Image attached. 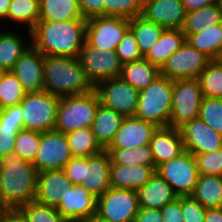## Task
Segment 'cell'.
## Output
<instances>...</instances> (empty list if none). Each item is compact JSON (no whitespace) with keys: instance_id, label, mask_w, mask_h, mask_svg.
<instances>
[{"instance_id":"1","label":"cell","mask_w":222,"mask_h":222,"mask_svg":"<svg viewBox=\"0 0 222 222\" xmlns=\"http://www.w3.org/2000/svg\"><path fill=\"white\" fill-rule=\"evenodd\" d=\"M86 19L38 21L31 31V45L44 56L78 58L86 38Z\"/></svg>"},{"instance_id":"2","label":"cell","mask_w":222,"mask_h":222,"mask_svg":"<svg viewBox=\"0 0 222 222\" xmlns=\"http://www.w3.org/2000/svg\"><path fill=\"white\" fill-rule=\"evenodd\" d=\"M38 171L32 162L10 153L0 159V203L19 208L35 201Z\"/></svg>"},{"instance_id":"3","label":"cell","mask_w":222,"mask_h":222,"mask_svg":"<svg viewBox=\"0 0 222 222\" xmlns=\"http://www.w3.org/2000/svg\"><path fill=\"white\" fill-rule=\"evenodd\" d=\"M43 90L59 96L81 95L95 90L78 58L44 56Z\"/></svg>"},{"instance_id":"4","label":"cell","mask_w":222,"mask_h":222,"mask_svg":"<svg viewBox=\"0 0 222 222\" xmlns=\"http://www.w3.org/2000/svg\"><path fill=\"white\" fill-rule=\"evenodd\" d=\"M173 80L159 75L146 88L139 91L135 117L154 123L158 127L169 126L172 111Z\"/></svg>"},{"instance_id":"5","label":"cell","mask_w":222,"mask_h":222,"mask_svg":"<svg viewBox=\"0 0 222 222\" xmlns=\"http://www.w3.org/2000/svg\"><path fill=\"white\" fill-rule=\"evenodd\" d=\"M100 104L95 90L81 95L61 97L54 130L67 134L81 128H90Z\"/></svg>"},{"instance_id":"6","label":"cell","mask_w":222,"mask_h":222,"mask_svg":"<svg viewBox=\"0 0 222 222\" xmlns=\"http://www.w3.org/2000/svg\"><path fill=\"white\" fill-rule=\"evenodd\" d=\"M60 99L61 97L44 90L26 93L19 103L22 109L23 128L41 133L54 130Z\"/></svg>"},{"instance_id":"7","label":"cell","mask_w":222,"mask_h":222,"mask_svg":"<svg viewBox=\"0 0 222 222\" xmlns=\"http://www.w3.org/2000/svg\"><path fill=\"white\" fill-rule=\"evenodd\" d=\"M202 99L203 94L198 79L174 80L169 127L180 130L190 121L197 119Z\"/></svg>"},{"instance_id":"8","label":"cell","mask_w":222,"mask_h":222,"mask_svg":"<svg viewBox=\"0 0 222 222\" xmlns=\"http://www.w3.org/2000/svg\"><path fill=\"white\" fill-rule=\"evenodd\" d=\"M156 172L169 183L178 197L191 196L199 178L195 157L187 150L158 165Z\"/></svg>"},{"instance_id":"9","label":"cell","mask_w":222,"mask_h":222,"mask_svg":"<svg viewBox=\"0 0 222 222\" xmlns=\"http://www.w3.org/2000/svg\"><path fill=\"white\" fill-rule=\"evenodd\" d=\"M138 210L136 190L110 187L97 198L96 215L110 222H134Z\"/></svg>"},{"instance_id":"10","label":"cell","mask_w":222,"mask_h":222,"mask_svg":"<svg viewBox=\"0 0 222 222\" xmlns=\"http://www.w3.org/2000/svg\"><path fill=\"white\" fill-rule=\"evenodd\" d=\"M95 91L103 106L124 117L135 116L139 90L133 88L120 76L100 81L95 86Z\"/></svg>"},{"instance_id":"11","label":"cell","mask_w":222,"mask_h":222,"mask_svg":"<svg viewBox=\"0 0 222 222\" xmlns=\"http://www.w3.org/2000/svg\"><path fill=\"white\" fill-rule=\"evenodd\" d=\"M211 59L187 41L160 68V75L170 80L198 79Z\"/></svg>"},{"instance_id":"12","label":"cell","mask_w":222,"mask_h":222,"mask_svg":"<svg viewBox=\"0 0 222 222\" xmlns=\"http://www.w3.org/2000/svg\"><path fill=\"white\" fill-rule=\"evenodd\" d=\"M130 28V19L95 16L87 19L85 41L92 47L116 51L117 45Z\"/></svg>"},{"instance_id":"13","label":"cell","mask_w":222,"mask_h":222,"mask_svg":"<svg viewBox=\"0 0 222 222\" xmlns=\"http://www.w3.org/2000/svg\"><path fill=\"white\" fill-rule=\"evenodd\" d=\"M78 60L94 86L100 81L119 77L122 68L116 51L92 47L86 41L80 50Z\"/></svg>"},{"instance_id":"14","label":"cell","mask_w":222,"mask_h":222,"mask_svg":"<svg viewBox=\"0 0 222 222\" xmlns=\"http://www.w3.org/2000/svg\"><path fill=\"white\" fill-rule=\"evenodd\" d=\"M66 134L55 130L40 132V143L32 164L38 172L60 170L72 158Z\"/></svg>"},{"instance_id":"15","label":"cell","mask_w":222,"mask_h":222,"mask_svg":"<svg viewBox=\"0 0 222 222\" xmlns=\"http://www.w3.org/2000/svg\"><path fill=\"white\" fill-rule=\"evenodd\" d=\"M186 15L182 0H144L140 16L164 29L182 30Z\"/></svg>"},{"instance_id":"16","label":"cell","mask_w":222,"mask_h":222,"mask_svg":"<svg viewBox=\"0 0 222 222\" xmlns=\"http://www.w3.org/2000/svg\"><path fill=\"white\" fill-rule=\"evenodd\" d=\"M61 196L56 208L68 222H82L96 214L97 198L80 184L67 187Z\"/></svg>"},{"instance_id":"17","label":"cell","mask_w":222,"mask_h":222,"mask_svg":"<svg viewBox=\"0 0 222 222\" xmlns=\"http://www.w3.org/2000/svg\"><path fill=\"white\" fill-rule=\"evenodd\" d=\"M184 150L193 155L204 154L222 148V134L197 118L180 130Z\"/></svg>"},{"instance_id":"18","label":"cell","mask_w":222,"mask_h":222,"mask_svg":"<svg viewBox=\"0 0 222 222\" xmlns=\"http://www.w3.org/2000/svg\"><path fill=\"white\" fill-rule=\"evenodd\" d=\"M44 55L32 45L16 61L11 70L19 79L26 93L43 91Z\"/></svg>"},{"instance_id":"19","label":"cell","mask_w":222,"mask_h":222,"mask_svg":"<svg viewBox=\"0 0 222 222\" xmlns=\"http://www.w3.org/2000/svg\"><path fill=\"white\" fill-rule=\"evenodd\" d=\"M110 155L106 150L89 157H83L84 187L95 198H99L110 186Z\"/></svg>"},{"instance_id":"20","label":"cell","mask_w":222,"mask_h":222,"mask_svg":"<svg viewBox=\"0 0 222 222\" xmlns=\"http://www.w3.org/2000/svg\"><path fill=\"white\" fill-rule=\"evenodd\" d=\"M158 126L135 116L124 117L107 148H138L149 145Z\"/></svg>"},{"instance_id":"21","label":"cell","mask_w":222,"mask_h":222,"mask_svg":"<svg viewBox=\"0 0 222 222\" xmlns=\"http://www.w3.org/2000/svg\"><path fill=\"white\" fill-rule=\"evenodd\" d=\"M72 186L62 169L39 172L35 201L56 208L61 202L62 192Z\"/></svg>"},{"instance_id":"22","label":"cell","mask_w":222,"mask_h":222,"mask_svg":"<svg viewBox=\"0 0 222 222\" xmlns=\"http://www.w3.org/2000/svg\"><path fill=\"white\" fill-rule=\"evenodd\" d=\"M155 167L169 161L184 151L183 139L179 130L169 126L158 127L149 143Z\"/></svg>"},{"instance_id":"23","label":"cell","mask_w":222,"mask_h":222,"mask_svg":"<svg viewBox=\"0 0 222 222\" xmlns=\"http://www.w3.org/2000/svg\"><path fill=\"white\" fill-rule=\"evenodd\" d=\"M156 173L155 166L110 165V186L118 189L138 190Z\"/></svg>"},{"instance_id":"24","label":"cell","mask_w":222,"mask_h":222,"mask_svg":"<svg viewBox=\"0 0 222 222\" xmlns=\"http://www.w3.org/2000/svg\"><path fill=\"white\" fill-rule=\"evenodd\" d=\"M15 29L17 28L5 27L0 33V67L6 71H11L24 51L31 46V41H29L31 40V32L22 29L16 31ZM21 31L24 34H20Z\"/></svg>"},{"instance_id":"25","label":"cell","mask_w":222,"mask_h":222,"mask_svg":"<svg viewBox=\"0 0 222 222\" xmlns=\"http://www.w3.org/2000/svg\"><path fill=\"white\" fill-rule=\"evenodd\" d=\"M139 208L161 209L178 196L172 187L157 172L137 190Z\"/></svg>"},{"instance_id":"26","label":"cell","mask_w":222,"mask_h":222,"mask_svg":"<svg viewBox=\"0 0 222 222\" xmlns=\"http://www.w3.org/2000/svg\"><path fill=\"white\" fill-rule=\"evenodd\" d=\"M22 129L24 128L20 104L0 110V159L14 153L17 133Z\"/></svg>"},{"instance_id":"27","label":"cell","mask_w":222,"mask_h":222,"mask_svg":"<svg viewBox=\"0 0 222 222\" xmlns=\"http://www.w3.org/2000/svg\"><path fill=\"white\" fill-rule=\"evenodd\" d=\"M186 42L182 30L164 29L160 38L154 43L144 58L159 69L166 60Z\"/></svg>"},{"instance_id":"28","label":"cell","mask_w":222,"mask_h":222,"mask_svg":"<svg viewBox=\"0 0 222 222\" xmlns=\"http://www.w3.org/2000/svg\"><path fill=\"white\" fill-rule=\"evenodd\" d=\"M124 116L102 104L98 106L91 129L97 142L105 150L120 129Z\"/></svg>"},{"instance_id":"29","label":"cell","mask_w":222,"mask_h":222,"mask_svg":"<svg viewBox=\"0 0 222 222\" xmlns=\"http://www.w3.org/2000/svg\"><path fill=\"white\" fill-rule=\"evenodd\" d=\"M39 19V0H11L6 17V23H11L10 27L13 25L31 32Z\"/></svg>"},{"instance_id":"30","label":"cell","mask_w":222,"mask_h":222,"mask_svg":"<svg viewBox=\"0 0 222 222\" xmlns=\"http://www.w3.org/2000/svg\"><path fill=\"white\" fill-rule=\"evenodd\" d=\"M160 69L145 58L122 64L120 77L139 91L146 88L156 77Z\"/></svg>"},{"instance_id":"31","label":"cell","mask_w":222,"mask_h":222,"mask_svg":"<svg viewBox=\"0 0 222 222\" xmlns=\"http://www.w3.org/2000/svg\"><path fill=\"white\" fill-rule=\"evenodd\" d=\"M39 21H71L84 19L77 0H39Z\"/></svg>"},{"instance_id":"32","label":"cell","mask_w":222,"mask_h":222,"mask_svg":"<svg viewBox=\"0 0 222 222\" xmlns=\"http://www.w3.org/2000/svg\"><path fill=\"white\" fill-rule=\"evenodd\" d=\"M186 41L211 60L222 59V23L190 34Z\"/></svg>"},{"instance_id":"33","label":"cell","mask_w":222,"mask_h":222,"mask_svg":"<svg viewBox=\"0 0 222 222\" xmlns=\"http://www.w3.org/2000/svg\"><path fill=\"white\" fill-rule=\"evenodd\" d=\"M191 196L206 209L222 208V176L199 175Z\"/></svg>"},{"instance_id":"34","label":"cell","mask_w":222,"mask_h":222,"mask_svg":"<svg viewBox=\"0 0 222 222\" xmlns=\"http://www.w3.org/2000/svg\"><path fill=\"white\" fill-rule=\"evenodd\" d=\"M219 23H222V8L218 3H213L188 12L182 32L187 38L190 34L198 33Z\"/></svg>"},{"instance_id":"35","label":"cell","mask_w":222,"mask_h":222,"mask_svg":"<svg viewBox=\"0 0 222 222\" xmlns=\"http://www.w3.org/2000/svg\"><path fill=\"white\" fill-rule=\"evenodd\" d=\"M66 138L73 157H89L104 150L97 142L91 127L69 132Z\"/></svg>"},{"instance_id":"36","label":"cell","mask_w":222,"mask_h":222,"mask_svg":"<svg viewBox=\"0 0 222 222\" xmlns=\"http://www.w3.org/2000/svg\"><path fill=\"white\" fill-rule=\"evenodd\" d=\"M111 164L155 166L149 145L138 148H106Z\"/></svg>"},{"instance_id":"37","label":"cell","mask_w":222,"mask_h":222,"mask_svg":"<svg viewBox=\"0 0 222 222\" xmlns=\"http://www.w3.org/2000/svg\"><path fill=\"white\" fill-rule=\"evenodd\" d=\"M132 30L140 52L143 56L150 50L154 43L160 38L164 28L154 22L145 20L142 16L130 19Z\"/></svg>"},{"instance_id":"38","label":"cell","mask_w":222,"mask_h":222,"mask_svg":"<svg viewBox=\"0 0 222 222\" xmlns=\"http://www.w3.org/2000/svg\"><path fill=\"white\" fill-rule=\"evenodd\" d=\"M198 80L203 97L222 98V59L211 60Z\"/></svg>"},{"instance_id":"39","label":"cell","mask_w":222,"mask_h":222,"mask_svg":"<svg viewBox=\"0 0 222 222\" xmlns=\"http://www.w3.org/2000/svg\"><path fill=\"white\" fill-rule=\"evenodd\" d=\"M25 94L17 76L12 71H7L0 80V110L18 105L24 99Z\"/></svg>"},{"instance_id":"40","label":"cell","mask_w":222,"mask_h":222,"mask_svg":"<svg viewBox=\"0 0 222 222\" xmlns=\"http://www.w3.org/2000/svg\"><path fill=\"white\" fill-rule=\"evenodd\" d=\"M40 143V132L22 129L17 133L14 153L21 159L33 162Z\"/></svg>"},{"instance_id":"41","label":"cell","mask_w":222,"mask_h":222,"mask_svg":"<svg viewBox=\"0 0 222 222\" xmlns=\"http://www.w3.org/2000/svg\"><path fill=\"white\" fill-rule=\"evenodd\" d=\"M19 209L25 214L28 222H68L57 208L36 201L22 205Z\"/></svg>"},{"instance_id":"42","label":"cell","mask_w":222,"mask_h":222,"mask_svg":"<svg viewBox=\"0 0 222 222\" xmlns=\"http://www.w3.org/2000/svg\"><path fill=\"white\" fill-rule=\"evenodd\" d=\"M198 118L222 134V98L203 97Z\"/></svg>"},{"instance_id":"43","label":"cell","mask_w":222,"mask_h":222,"mask_svg":"<svg viewBox=\"0 0 222 222\" xmlns=\"http://www.w3.org/2000/svg\"><path fill=\"white\" fill-rule=\"evenodd\" d=\"M144 0H105V16L132 19L140 16Z\"/></svg>"},{"instance_id":"44","label":"cell","mask_w":222,"mask_h":222,"mask_svg":"<svg viewBox=\"0 0 222 222\" xmlns=\"http://www.w3.org/2000/svg\"><path fill=\"white\" fill-rule=\"evenodd\" d=\"M194 157L199 175L222 176V148Z\"/></svg>"},{"instance_id":"45","label":"cell","mask_w":222,"mask_h":222,"mask_svg":"<svg viewBox=\"0 0 222 222\" xmlns=\"http://www.w3.org/2000/svg\"><path fill=\"white\" fill-rule=\"evenodd\" d=\"M116 54L122 64L144 58L132 30L129 28L116 48Z\"/></svg>"},{"instance_id":"46","label":"cell","mask_w":222,"mask_h":222,"mask_svg":"<svg viewBox=\"0 0 222 222\" xmlns=\"http://www.w3.org/2000/svg\"><path fill=\"white\" fill-rule=\"evenodd\" d=\"M181 210L184 222H204L206 208L192 196H181Z\"/></svg>"},{"instance_id":"47","label":"cell","mask_w":222,"mask_h":222,"mask_svg":"<svg viewBox=\"0 0 222 222\" xmlns=\"http://www.w3.org/2000/svg\"><path fill=\"white\" fill-rule=\"evenodd\" d=\"M84 19L105 16V0H77Z\"/></svg>"},{"instance_id":"48","label":"cell","mask_w":222,"mask_h":222,"mask_svg":"<svg viewBox=\"0 0 222 222\" xmlns=\"http://www.w3.org/2000/svg\"><path fill=\"white\" fill-rule=\"evenodd\" d=\"M73 185L83 181V157H72L62 169Z\"/></svg>"},{"instance_id":"49","label":"cell","mask_w":222,"mask_h":222,"mask_svg":"<svg viewBox=\"0 0 222 222\" xmlns=\"http://www.w3.org/2000/svg\"><path fill=\"white\" fill-rule=\"evenodd\" d=\"M160 210L163 222H184L181 210V197L167 203Z\"/></svg>"},{"instance_id":"50","label":"cell","mask_w":222,"mask_h":222,"mask_svg":"<svg viewBox=\"0 0 222 222\" xmlns=\"http://www.w3.org/2000/svg\"><path fill=\"white\" fill-rule=\"evenodd\" d=\"M134 222H163L160 209L139 208Z\"/></svg>"},{"instance_id":"51","label":"cell","mask_w":222,"mask_h":222,"mask_svg":"<svg viewBox=\"0 0 222 222\" xmlns=\"http://www.w3.org/2000/svg\"><path fill=\"white\" fill-rule=\"evenodd\" d=\"M0 222H28L25 214L19 208H6L0 217Z\"/></svg>"},{"instance_id":"52","label":"cell","mask_w":222,"mask_h":222,"mask_svg":"<svg viewBox=\"0 0 222 222\" xmlns=\"http://www.w3.org/2000/svg\"><path fill=\"white\" fill-rule=\"evenodd\" d=\"M182 3L184 4V7L188 13L204 6L217 3V0H182Z\"/></svg>"},{"instance_id":"53","label":"cell","mask_w":222,"mask_h":222,"mask_svg":"<svg viewBox=\"0 0 222 222\" xmlns=\"http://www.w3.org/2000/svg\"><path fill=\"white\" fill-rule=\"evenodd\" d=\"M204 222H222V208L206 209Z\"/></svg>"},{"instance_id":"54","label":"cell","mask_w":222,"mask_h":222,"mask_svg":"<svg viewBox=\"0 0 222 222\" xmlns=\"http://www.w3.org/2000/svg\"><path fill=\"white\" fill-rule=\"evenodd\" d=\"M11 0H0V24L6 23V17L9 10ZM2 21V22H1Z\"/></svg>"},{"instance_id":"55","label":"cell","mask_w":222,"mask_h":222,"mask_svg":"<svg viewBox=\"0 0 222 222\" xmlns=\"http://www.w3.org/2000/svg\"><path fill=\"white\" fill-rule=\"evenodd\" d=\"M82 222H110V221L104 220L95 214L94 216H91L89 219H86Z\"/></svg>"},{"instance_id":"56","label":"cell","mask_w":222,"mask_h":222,"mask_svg":"<svg viewBox=\"0 0 222 222\" xmlns=\"http://www.w3.org/2000/svg\"><path fill=\"white\" fill-rule=\"evenodd\" d=\"M6 72L7 71L4 68L0 67V80L3 78V76Z\"/></svg>"},{"instance_id":"57","label":"cell","mask_w":222,"mask_h":222,"mask_svg":"<svg viewBox=\"0 0 222 222\" xmlns=\"http://www.w3.org/2000/svg\"><path fill=\"white\" fill-rule=\"evenodd\" d=\"M6 209V207L0 203V217H1V214L3 213V211Z\"/></svg>"},{"instance_id":"58","label":"cell","mask_w":222,"mask_h":222,"mask_svg":"<svg viewBox=\"0 0 222 222\" xmlns=\"http://www.w3.org/2000/svg\"><path fill=\"white\" fill-rule=\"evenodd\" d=\"M2 25H3V26H2ZM2 25L0 24V27H2V29L0 28V33L5 29V28H4L5 26H6V27H9V25L7 26V25L4 24V23H3Z\"/></svg>"},{"instance_id":"59","label":"cell","mask_w":222,"mask_h":222,"mask_svg":"<svg viewBox=\"0 0 222 222\" xmlns=\"http://www.w3.org/2000/svg\"><path fill=\"white\" fill-rule=\"evenodd\" d=\"M217 3H218L219 6L222 8V0H217Z\"/></svg>"}]
</instances>
